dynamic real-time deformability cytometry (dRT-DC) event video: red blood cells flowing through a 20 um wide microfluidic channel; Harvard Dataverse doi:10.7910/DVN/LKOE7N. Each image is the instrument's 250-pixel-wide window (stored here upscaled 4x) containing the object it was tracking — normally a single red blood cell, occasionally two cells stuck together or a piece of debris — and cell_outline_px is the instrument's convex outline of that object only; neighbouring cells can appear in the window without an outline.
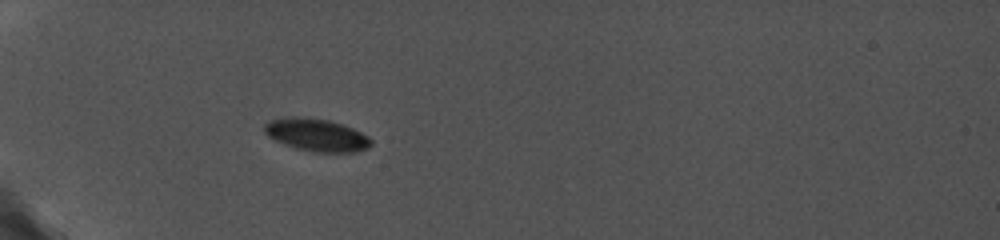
{"species": "common noctule bat (a hibernating species)", "species_latin": "Nyctalus noctula", "temperature_condition": "cold", "stored_images_in_passage": 43, "camera_frame_rate_fps": 5000, "um_per_image_px": 0.085, "animal": {"sex": "female", "body_mass_g": 19.0, "forearm_length_mm": 56.7}, "frame": {"image": 1, "passage_image": 1, "time_ms": 0.0, "image_size_px": [1000, 240], "cell_outline_px": [[372, 144], [368, 148], [356, 152], [312, 152], [296, 148], [284, 144], [268, 136], [264, 132], [264, 124], [268, 120], [288, 116], [300, 116], [328, 120], [344, 124], [368, 136], [372, 140]], "centroid_in_image_um": [26.89, 11.46], "position_along_channel_um": 58.1, "area_um2": 20.46}}
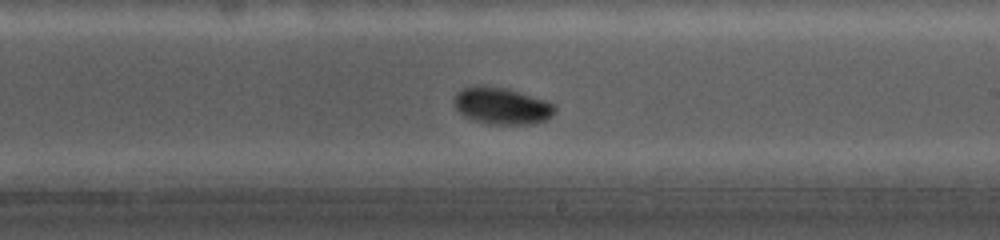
{"frame": {"image": 2, "passage_image": 32, "time_ms": 5.6, "image_size_px": [1000, 240], "cell_outline_px": [[556, 108], [552, 116], [544, 120], [532, 124], [488, 124], [472, 120], [464, 116], [452, 104], [452, 96], [460, 88], [476, 84], [484, 84], [504, 88], [544, 100], [556, 104]], "centroid_in_image_um": [42.56, 8.98], "position_along_channel_um": 246.4, "area_um2": 21.96}}
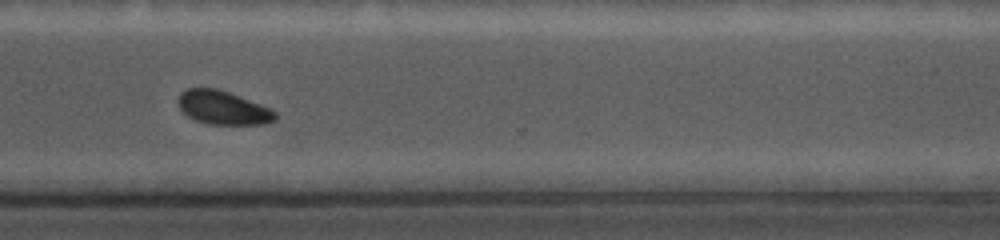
{"frame": {"image": 3, "passage_image": 41, "time_ms": 8.4, "image_size_px": [1000, 240], "cell_outline_px": [[276, 120], [264, 124], [208, 124], [196, 120], [188, 116], [180, 108], [176, 100], [180, 92], [188, 88], [216, 88], [228, 92], [260, 104], [276, 112]], "centroid_in_image_um": [18.92, 9.15], "position_along_channel_um": 351.7, "area_um2": 18.9}}